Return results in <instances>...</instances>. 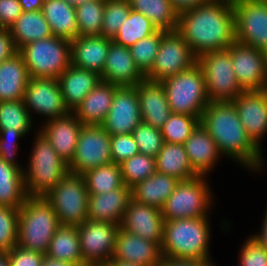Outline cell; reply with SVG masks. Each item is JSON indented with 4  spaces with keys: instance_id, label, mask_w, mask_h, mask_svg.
<instances>
[{
    "instance_id": "1",
    "label": "cell",
    "mask_w": 267,
    "mask_h": 266,
    "mask_svg": "<svg viewBox=\"0 0 267 266\" xmlns=\"http://www.w3.org/2000/svg\"><path fill=\"white\" fill-rule=\"evenodd\" d=\"M176 30L197 58L228 48L236 41L232 0H210L183 11Z\"/></svg>"
},
{
    "instance_id": "2",
    "label": "cell",
    "mask_w": 267,
    "mask_h": 266,
    "mask_svg": "<svg viewBox=\"0 0 267 266\" xmlns=\"http://www.w3.org/2000/svg\"><path fill=\"white\" fill-rule=\"evenodd\" d=\"M200 124L213 138L222 156H228L250 171L260 172L263 152L249 138L232 102H209Z\"/></svg>"
},
{
    "instance_id": "3",
    "label": "cell",
    "mask_w": 267,
    "mask_h": 266,
    "mask_svg": "<svg viewBox=\"0 0 267 266\" xmlns=\"http://www.w3.org/2000/svg\"><path fill=\"white\" fill-rule=\"evenodd\" d=\"M209 217L165 221L161 245L163 258L211 260Z\"/></svg>"
},
{
    "instance_id": "4",
    "label": "cell",
    "mask_w": 267,
    "mask_h": 266,
    "mask_svg": "<svg viewBox=\"0 0 267 266\" xmlns=\"http://www.w3.org/2000/svg\"><path fill=\"white\" fill-rule=\"evenodd\" d=\"M59 226L58 216L45 196H27L19 208L17 245L45 255Z\"/></svg>"
},
{
    "instance_id": "5",
    "label": "cell",
    "mask_w": 267,
    "mask_h": 266,
    "mask_svg": "<svg viewBox=\"0 0 267 266\" xmlns=\"http://www.w3.org/2000/svg\"><path fill=\"white\" fill-rule=\"evenodd\" d=\"M36 130L27 169L23 171L27 196H45L68 172V164L45 135Z\"/></svg>"
},
{
    "instance_id": "6",
    "label": "cell",
    "mask_w": 267,
    "mask_h": 266,
    "mask_svg": "<svg viewBox=\"0 0 267 266\" xmlns=\"http://www.w3.org/2000/svg\"><path fill=\"white\" fill-rule=\"evenodd\" d=\"M172 113L201 118L209 98L203 72L198 64L161 81Z\"/></svg>"
},
{
    "instance_id": "7",
    "label": "cell",
    "mask_w": 267,
    "mask_h": 266,
    "mask_svg": "<svg viewBox=\"0 0 267 266\" xmlns=\"http://www.w3.org/2000/svg\"><path fill=\"white\" fill-rule=\"evenodd\" d=\"M71 40L51 36L20 48L30 78H58L71 64Z\"/></svg>"
},
{
    "instance_id": "8",
    "label": "cell",
    "mask_w": 267,
    "mask_h": 266,
    "mask_svg": "<svg viewBox=\"0 0 267 266\" xmlns=\"http://www.w3.org/2000/svg\"><path fill=\"white\" fill-rule=\"evenodd\" d=\"M198 175L180 181L161 209L165 221L183 218L208 217L213 195L205 179Z\"/></svg>"
},
{
    "instance_id": "9",
    "label": "cell",
    "mask_w": 267,
    "mask_h": 266,
    "mask_svg": "<svg viewBox=\"0 0 267 266\" xmlns=\"http://www.w3.org/2000/svg\"><path fill=\"white\" fill-rule=\"evenodd\" d=\"M88 196L83 175L68 171L45 198L51 203L60 225L79 226L88 220Z\"/></svg>"
},
{
    "instance_id": "10",
    "label": "cell",
    "mask_w": 267,
    "mask_h": 266,
    "mask_svg": "<svg viewBox=\"0 0 267 266\" xmlns=\"http://www.w3.org/2000/svg\"><path fill=\"white\" fill-rule=\"evenodd\" d=\"M210 102H233L244 90L233 71L228 48L207 52L197 58Z\"/></svg>"
},
{
    "instance_id": "11",
    "label": "cell",
    "mask_w": 267,
    "mask_h": 266,
    "mask_svg": "<svg viewBox=\"0 0 267 266\" xmlns=\"http://www.w3.org/2000/svg\"><path fill=\"white\" fill-rule=\"evenodd\" d=\"M197 64L183 36L177 31H164L158 53L145 79L161 82L165 78L186 71Z\"/></svg>"
},
{
    "instance_id": "12",
    "label": "cell",
    "mask_w": 267,
    "mask_h": 266,
    "mask_svg": "<svg viewBox=\"0 0 267 266\" xmlns=\"http://www.w3.org/2000/svg\"><path fill=\"white\" fill-rule=\"evenodd\" d=\"M111 135L101 125H84L68 171L83 174L89 169L112 163Z\"/></svg>"
},
{
    "instance_id": "13",
    "label": "cell",
    "mask_w": 267,
    "mask_h": 266,
    "mask_svg": "<svg viewBox=\"0 0 267 266\" xmlns=\"http://www.w3.org/2000/svg\"><path fill=\"white\" fill-rule=\"evenodd\" d=\"M238 43L263 50L267 45V0H232Z\"/></svg>"
},
{
    "instance_id": "14",
    "label": "cell",
    "mask_w": 267,
    "mask_h": 266,
    "mask_svg": "<svg viewBox=\"0 0 267 266\" xmlns=\"http://www.w3.org/2000/svg\"><path fill=\"white\" fill-rule=\"evenodd\" d=\"M77 228L83 262L105 266L112 258L120 225L86 220Z\"/></svg>"
},
{
    "instance_id": "15",
    "label": "cell",
    "mask_w": 267,
    "mask_h": 266,
    "mask_svg": "<svg viewBox=\"0 0 267 266\" xmlns=\"http://www.w3.org/2000/svg\"><path fill=\"white\" fill-rule=\"evenodd\" d=\"M233 71L244 91L267 89V63L261 49L235 41L228 47Z\"/></svg>"
},
{
    "instance_id": "16",
    "label": "cell",
    "mask_w": 267,
    "mask_h": 266,
    "mask_svg": "<svg viewBox=\"0 0 267 266\" xmlns=\"http://www.w3.org/2000/svg\"><path fill=\"white\" fill-rule=\"evenodd\" d=\"M24 102L31 117L33 112H36L47 117L48 121L69 112L64 104L57 78H30L25 90Z\"/></svg>"
},
{
    "instance_id": "17",
    "label": "cell",
    "mask_w": 267,
    "mask_h": 266,
    "mask_svg": "<svg viewBox=\"0 0 267 266\" xmlns=\"http://www.w3.org/2000/svg\"><path fill=\"white\" fill-rule=\"evenodd\" d=\"M142 121L136 87H118L101 126L110 134L132 133Z\"/></svg>"
},
{
    "instance_id": "18",
    "label": "cell",
    "mask_w": 267,
    "mask_h": 266,
    "mask_svg": "<svg viewBox=\"0 0 267 266\" xmlns=\"http://www.w3.org/2000/svg\"><path fill=\"white\" fill-rule=\"evenodd\" d=\"M232 103L247 135L262 150L261 139L267 133V89L244 91Z\"/></svg>"
},
{
    "instance_id": "19",
    "label": "cell",
    "mask_w": 267,
    "mask_h": 266,
    "mask_svg": "<svg viewBox=\"0 0 267 266\" xmlns=\"http://www.w3.org/2000/svg\"><path fill=\"white\" fill-rule=\"evenodd\" d=\"M165 219L161 209L130 199L120 227L148 241L162 245Z\"/></svg>"
},
{
    "instance_id": "20",
    "label": "cell",
    "mask_w": 267,
    "mask_h": 266,
    "mask_svg": "<svg viewBox=\"0 0 267 266\" xmlns=\"http://www.w3.org/2000/svg\"><path fill=\"white\" fill-rule=\"evenodd\" d=\"M144 79L145 75L136 66L130 48L112 41L107 52L101 81L118 87H133Z\"/></svg>"
},
{
    "instance_id": "21",
    "label": "cell",
    "mask_w": 267,
    "mask_h": 266,
    "mask_svg": "<svg viewBox=\"0 0 267 266\" xmlns=\"http://www.w3.org/2000/svg\"><path fill=\"white\" fill-rule=\"evenodd\" d=\"M45 121L39 130L49 140L57 154L69 164L75 155L83 124L75 117L73 112Z\"/></svg>"
},
{
    "instance_id": "22",
    "label": "cell",
    "mask_w": 267,
    "mask_h": 266,
    "mask_svg": "<svg viewBox=\"0 0 267 266\" xmlns=\"http://www.w3.org/2000/svg\"><path fill=\"white\" fill-rule=\"evenodd\" d=\"M111 259L144 266H159L163 255L161 245L157 242L148 241L120 227Z\"/></svg>"
},
{
    "instance_id": "23",
    "label": "cell",
    "mask_w": 267,
    "mask_h": 266,
    "mask_svg": "<svg viewBox=\"0 0 267 266\" xmlns=\"http://www.w3.org/2000/svg\"><path fill=\"white\" fill-rule=\"evenodd\" d=\"M142 122L157 129H162L172 114L164 91L159 81L144 79L136 84Z\"/></svg>"
},
{
    "instance_id": "24",
    "label": "cell",
    "mask_w": 267,
    "mask_h": 266,
    "mask_svg": "<svg viewBox=\"0 0 267 266\" xmlns=\"http://www.w3.org/2000/svg\"><path fill=\"white\" fill-rule=\"evenodd\" d=\"M131 199V188L125 184L114 191L88 196V220L121 225Z\"/></svg>"
},
{
    "instance_id": "25",
    "label": "cell",
    "mask_w": 267,
    "mask_h": 266,
    "mask_svg": "<svg viewBox=\"0 0 267 266\" xmlns=\"http://www.w3.org/2000/svg\"><path fill=\"white\" fill-rule=\"evenodd\" d=\"M112 39L104 36H78L71 40V64L100 76Z\"/></svg>"
},
{
    "instance_id": "26",
    "label": "cell",
    "mask_w": 267,
    "mask_h": 266,
    "mask_svg": "<svg viewBox=\"0 0 267 266\" xmlns=\"http://www.w3.org/2000/svg\"><path fill=\"white\" fill-rule=\"evenodd\" d=\"M186 154L192 169L207 176L221 157L216 142L199 123L184 143Z\"/></svg>"
},
{
    "instance_id": "27",
    "label": "cell",
    "mask_w": 267,
    "mask_h": 266,
    "mask_svg": "<svg viewBox=\"0 0 267 266\" xmlns=\"http://www.w3.org/2000/svg\"><path fill=\"white\" fill-rule=\"evenodd\" d=\"M57 79L64 104L69 112H73L85 96L99 84L101 76L70 64Z\"/></svg>"
},
{
    "instance_id": "28",
    "label": "cell",
    "mask_w": 267,
    "mask_h": 266,
    "mask_svg": "<svg viewBox=\"0 0 267 266\" xmlns=\"http://www.w3.org/2000/svg\"><path fill=\"white\" fill-rule=\"evenodd\" d=\"M118 86L100 81L73 111L84 125H101L108 114Z\"/></svg>"
},
{
    "instance_id": "29",
    "label": "cell",
    "mask_w": 267,
    "mask_h": 266,
    "mask_svg": "<svg viewBox=\"0 0 267 266\" xmlns=\"http://www.w3.org/2000/svg\"><path fill=\"white\" fill-rule=\"evenodd\" d=\"M179 182L175 177L155 172L131 188V199L162 209Z\"/></svg>"
},
{
    "instance_id": "30",
    "label": "cell",
    "mask_w": 267,
    "mask_h": 266,
    "mask_svg": "<svg viewBox=\"0 0 267 266\" xmlns=\"http://www.w3.org/2000/svg\"><path fill=\"white\" fill-rule=\"evenodd\" d=\"M30 77L22 56L17 53L0 64V102L24 99Z\"/></svg>"
},
{
    "instance_id": "31",
    "label": "cell",
    "mask_w": 267,
    "mask_h": 266,
    "mask_svg": "<svg viewBox=\"0 0 267 266\" xmlns=\"http://www.w3.org/2000/svg\"><path fill=\"white\" fill-rule=\"evenodd\" d=\"M42 11L53 36L68 40L79 36L74 6L65 0H44Z\"/></svg>"
},
{
    "instance_id": "32",
    "label": "cell",
    "mask_w": 267,
    "mask_h": 266,
    "mask_svg": "<svg viewBox=\"0 0 267 266\" xmlns=\"http://www.w3.org/2000/svg\"><path fill=\"white\" fill-rule=\"evenodd\" d=\"M9 30L18 50L30 42L53 36L42 10L23 11Z\"/></svg>"
},
{
    "instance_id": "33",
    "label": "cell",
    "mask_w": 267,
    "mask_h": 266,
    "mask_svg": "<svg viewBox=\"0 0 267 266\" xmlns=\"http://www.w3.org/2000/svg\"><path fill=\"white\" fill-rule=\"evenodd\" d=\"M156 172L182 180L198 176L192 169L184 144L164 142L156 156Z\"/></svg>"
},
{
    "instance_id": "34",
    "label": "cell",
    "mask_w": 267,
    "mask_h": 266,
    "mask_svg": "<svg viewBox=\"0 0 267 266\" xmlns=\"http://www.w3.org/2000/svg\"><path fill=\"white\" fill-rule=\"evenodd\" d=\"M45 255L54 260L72 263L75 266L84 265L77 226L60 225L53 235Z\"/></svg>"
},
{
    "instance_id": "35",
    "label": "cell",
    "mask_w": 267,
    "mask_h": 266,
    "mask_svg": "<svg viewBox=\"0 0 267 266\" xmlns=\"http://www.w3.org/2000/svg\"><path fill=\"white\" fill-rule=\"evenodd\" d=\"M26 198L23 171L0 158V205L20 208Z\"/></svg>"
},
{
    "instance_id": "36",
    "label": "cell",
    "mask_w": 267,
    "mask_h": 266,
    "mask_svg": "<svg viewBox=\"0 0 267 266\" xmlns=\"http://www.w3.org/2000/svg\"><path fill=\"white\" fill-rule=\"evenodd\" d=\"M132 10L146 16L157 29L173 31L177 29L179 13L170 0H129Z\"/></svg>"
},
{
    "instance_id": "37",
    "label": "cell",
    "mask_w": 267,
    "mask_h": 266,
    "mask_svg": "<svg viewBox=\"0 0 267 266\" xmlns=\"http://www.w3.org/2000/svg\"><path fill=\"white\" fill-rule=\"evenodd\" d=\"M82 175L86 181L88 195L114 191L124 185L120 164L113 162L89 169Z\"/></svg>"
},
{
    "instance_id": "38",
    "label": "cell",
    "mask_w": 267,
    "mask_h": 266,
    "mask_svg": "<svg viewBox=\"0 0 267 266\" xmlns=\"http://www.w3.org/2000/svg\"><path fill=\"white\" fill-rule=\"evenodd\" d=\"M157 30V27L146 16L131 9L127 19L121 25L112 41L130 48L137 41L148 37Z\"/></svg>"
},
{
    "instance_id": "39",
    "label": "cell",
    "mask_w": 267,
    "mask_h": 266,
    "mask_svg": "<svg viewBox=\"0 0 267 266\" xmlns=\"http://www.w3.org/2000/svg\"><path fill=\"white\" fill-rule=\"evenodd\" d=\"M33 117L25 106L24 99L0 102V129L21 131L28 134L33 128Z\"/></svg>"
},
{
    "instance_id": "40",
    "label": "cell",
    "mask_w": 267,
    "mask_h": 266,
    "mask_svg": "<svg viewBox=\"0 0 267 266\" xmlns=\"http://www.w3.org/2000/svg\"><path fill=\"white\" fill-rule=\"evenodd\" d=\"M105 0H92L75 7L79 36H102Z\"/></svg>"
},
{
    "instance_id": "41",
    "label": "cell",
    "mask_w": 267,
    "mask_h": 266,
    "mask_svg": "<svg viewBox=\"0 0 267 266\" xmlns=\"http://www.w3.org/2000/svg\"><path fill=\"white\" fill-rule=\"evenodd\" d=\"M124 184L132 188L156 172V158L137 154L120 164Z\"/></svg>"
},
{
    "instance_id": "42",
    "label": "cell",
    "mask_w": 267,
    "mask_h": 266,
    "mask_svg": "<svg viewBox=\"0 0 267 266\" xmlns=\"http://www.w3.org/2000/svg\"><path fill=\"white\" fill-rule=\"evenodd\" d=\"M199 123L198 117L172 113L161 129L164 142L184 144Z\"/></svg>"
},
{
    "instance_id": "43",
    "label": "cell",
    "mask_w": 267,
    "mask_h": 266,
    "mask_svg": "<svg viewBox=\"0 0 267 266\" xmlns=\"http://www.w3.org/2000/svg\"><path fill=\"white\" fill-rule=\"evenodd\" d=\"M163 30L158 29L155 33L137 41L130 47L131 55L139 70L146 75L152 68L158 53Z\"/></svg>"
},
{
    "instance_id": "44",
    "label": "cell",
    "mask_w": 267,
    "mask_h": 266,
    "mask_svg": "<svg viewBox=\"0 0 267 266\" xmlns=\"http://www.w3.org/2000/svg\"><path fill=\"white\" fill-rule=\"evenodd\" d=\"M130 11L129 0H105L102 36L113 39Z\"/></svg>"
},
{
    "instance_id": "45",
    "label": "cell",
    "mask_w": 267,
    "mask_h": 266,
    "mask_svg": "<svg viewBox=\"0 0 267 266\" xmlns=\"http://www.w3.org/2000/svg\"><path fill=\"white\" fill-rule=\"evenodd\" d=\"M19 208L0 205V253L10 252L18 240Z\"/></svg>"
},
{
    "instance_id": "46",
    "label": "cell",
    "mask_w": 267,
    "mask_h": 266,
    "mask_svg": "<svg viewBox=\"0 0 267 266\" xmlns=\"http://www.w3.org/2000/svg\"><path fill=\"white\" fill-rule=\"evenodd\" d=\"M132 135L137 143L139 153L156 158L164 144L160 129L141 121L132 132Z\"/></svg>"
},
{
    "instance_id": "47",
    "label": "cell",
    "mask_w": 267,
    "mask_h": 266,
    "mask_svg": "<svg viewBox=\"0 0 267 266\" xmlns=\"http://www.w3.org/2000/svg\"><path fill=\"white\" fill-rule=\"evenodd\" d=\"M112 162L121 164L124 160L139 154L137 143L132 133L111 135Z\"/></svg>"
},
{
    "instance_id": "48",
    "label": "cell",
    "mask_w": 267,
    "mask_h": 266,
    "mask_svg": "<svg viewBox=\"0 0 267 266\" xmlns=\"http://www.w3.org/2000/svg\"><path fill=\"white\" fill-rule=\"evenodd\" d=\"M25 136L21 131H11L8 129H0V158L10 165L24 171L16 160L17 151L19 149L18 139Z\"/></svg>"
},
{
    "instance_id": "49",
    "label": "cell",
    "mask_w": 267,
    "mask_h": 266,
    "mask_svg": "<svg viewBox=\"0 0 267 266\" xmlns=\"http://www.w3.org/2000/svg\"><path fill=\"white\" fill-rule=\"evenodd\" d=\"M240 250V266H267V251L254 237L247 238Z\"/></svg>"
},
{
    "instance_id": "50",
    "label": "cell",
    "mask_w": 267,
    "mask_h": 266,
    "mask_svg": "<svg viewBox=\"0 0 267 266\" xmlns=\"http://www.w3.org/2000/svg\"><path fill=\"white\" fill-rule=\"evenodd\" d=\"M10 266H41L44 259V254L24 249L16 245L10 252L7 253Z\"/></svg>"
},
{
    "instance_id": "51",
    "label": "cell",
    "mask_w": 267,
    "mask_h": 266,
    "mask_svg": "<svg viewBox=\"0 0 267 266\" xmlns=\"http://www.w3.org/2000/svg\"><path fill=\"white\" fill-rule=\"evenodd\" d=\"M22 12L19 0H0V27L9 28Z\"/></svg>"
},
{
    "instance_id": "52",
    "label": "cell",
    "mask_w": 267,
    "mask_h": 266,
    "mask_svg": "<svg viewBox=\"0 0 267 266\" xmlns=\"http://www.w3.org/2000/svg\"><path fill=\"white\" fill-rule=\"evenodd\" d=\"M18 53L9 28L0 27V64Z\"/></svg>"
},
{
    "instance_id": "53",
    "label": "cell",
    "mask_w": 267,
    "mask_h": 266,
    "mask_svg": "<svg viewBox=\"0 0 267 266\" xmlns=\"http://www.w3.org/2000/svg\"><path fill=\"white\" fill-rule=\"evenodd\" d=\"M159 266H217L211 260H184L163 258Z\"/></svg>"
},
{
    "instance_id": "54",
    "label": "cell",
    "mask_w": 267,
    "mask_h": 266,
    "mask_svg": "<svg viewBox=\"0 0 267 266\" xmlns=\"http://www.w3.org/2000/svg\"><path fill=\"white\" fill-rule=\"evenodd\" d=\"M175 10L180 14L183 11L192 9L198 5L207 3L210 0H170Z\"/></svg>"
},
{
    "instance_id": "55",
    "label": "cell",
    "mask_w": 267,
    "mask_h": 266,
    "mask_svg": "<svg viewBox=\"0 0 267 266\" xmlns=\"http://www.w3.org/2000/svg\"><path fill=\"white\" fill-rule=\"evenodd\" d=\"M22 11L33 12L37 10H42L44 0H19Z\"/></svg>"
},
{
    "instance_id": "56",
    "label": "cell",
    "mask_w": 267,
    "mask_h": 266,
    "mask_svg": "<svg viewBox=\"0 0 267 266\" xmlns=\"http://www.w3.org/2000/svg\"><path fill=\"white\" fill-rule=\"evenodd\" d=\"M266 213L264 214L262 227L257 234H253L252 237H254L267 251V206H266Z\"/></svg>"
},
{
    "instance_id": "57",
    "label": "cell",
    "mask_w": 267,
    "mask_h": 266,
    "mask_svg": "<svg viewBox=\"0 0 267 266\" xmlns=\"http://www.w3.org/2000/svg\"><path fill=\"white\" fill-rule=\"evenodd\" d=\"M41 266H75V265L66 261L54 260L45 255Z\"/></svg>"
},
{
    "instance_id": "58",
    "label": "cell",
    "mask_w": 267,
    "mask_h": 266,
    "mask_svg": "<svg viewBox=\"0 0 267 266\" xmlns=\"http://www.w3.org/2000/svg\"><path fill=\"white\" fill-rule=\"evenodd\" d=\"M105 266H144L132 262H126L124 260L110 259Z\"/></svg>"
},
{
    "instance_id": "59",
    "label": "cell",
    "mask_w": 267,
    "mask_h": 266,
    "mask_svg": "<svg viewBox=\"0 0 267 266\" xmlns=\"http://www.w3.org/2000/svg\"><path fill=\"white\" fill-rule=\"evenodd\" d=\"M0 266H10L7 253H0Z\"/></svg>"
},
{
    "instance_id": "60",
    "label": "cell",
    "mask_w": 267,
    "mask_h": 266,
    "mask_svg": "<svg viewBox=\"0 0 267 266\" xmlns=\"http://www.w3.org/2000/svg\"><path fill=\"white\" fill-rule=\"evenodd\" d=\"M67 3H69L70 5L77 7L79 5H82L86 2L92 1V0H65Z\"/></svg>"
},
{
    "instance_id": "61",
    "label": "cell",
    "mask_w": 267,
    "mask_h": 266,
    "mask_svg": "<svg viewBox=\"0 0 267 266\" xmlns=\"http://www.w3.org/2000/svg\"><path fill=\"white\" fill-rule=\"evenodd\" d=\"M262 51H263V54H264V57H265V60L267 63V45L264 47V49Z\"/></svg>"
},
{
    "instance_id": "62",
    "label": "cell",
    "mask_w": 267,
    "mask_h": 266,
    "mask_svg": "<svg viewBox=\"0 0 267 266\" xmlns=\"http://www.w3.org/2000/svg\"><path fill=\"white\" fill-rule=\"evenodd\" d=\"M82 266H96V265H91V264H84Z\"/></svg>"
}]
</instances>
